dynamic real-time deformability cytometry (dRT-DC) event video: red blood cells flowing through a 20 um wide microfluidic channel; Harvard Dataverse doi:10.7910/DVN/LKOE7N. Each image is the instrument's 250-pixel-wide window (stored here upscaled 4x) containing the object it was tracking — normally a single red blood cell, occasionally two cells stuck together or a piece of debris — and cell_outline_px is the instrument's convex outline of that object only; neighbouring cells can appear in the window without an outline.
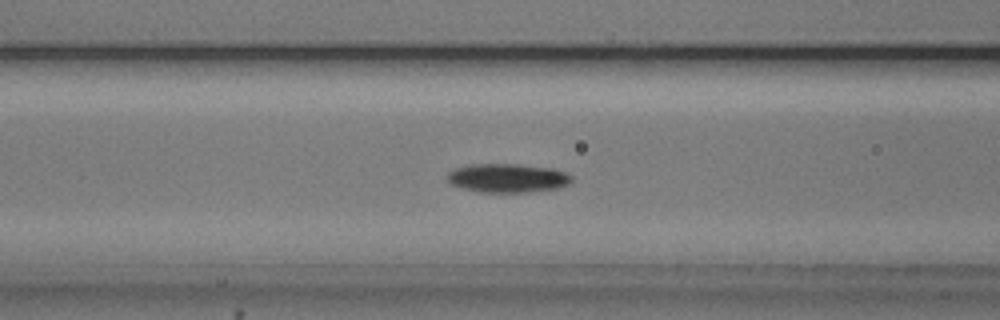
{"species": "common noctule bat (a hibernating species)", "species_latin": "Nyctalus noctula", "temperature_condition": "cold", "stored_images_in_passage": 54, "camera_frame_rate_fps": 3000, "um_per_image_px": 0.085, "animal": {"sex": "male", "body_mass_g": 20.5, "forearm_length_mm": 52.5}, "frame": {"image": 1, "passage_image": 21, "time_ms": 6.667, "image_size_px": [1000, 320], "cell_outline_px": [[572, 180], [568, 184], [560, 188], [528, 192], [480, 192], [460, 188], [452, 184], [448, 180], [448, 172], [456, 168], [468, 164], [520, 164], [552, 168], [564, 172], [572, 176]], "centroid_in_image_um": [43.15, 15.13], "position_along_channel_um": 123.5, "area_um2": 20.98}}
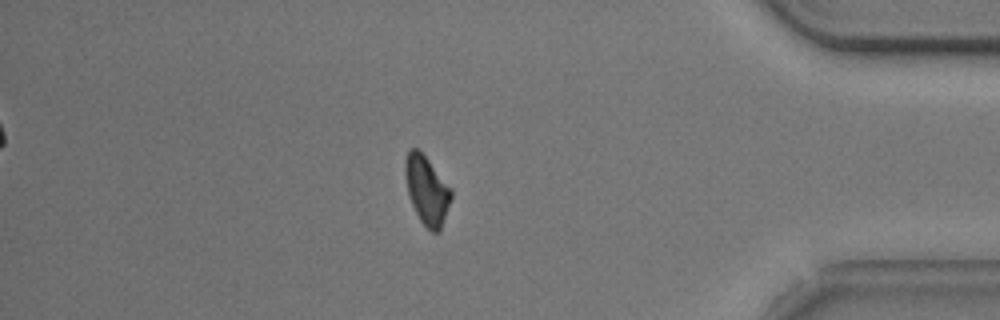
{"frame": {"image": 2, "passage_image": 46, "time_ms": 15.0, "image_size_px": [1000, 320], "cell_outline_px": [[452, 196], [440, 232], [432, 232], [420, 220], [412, 204], [408, 192], [404, 172], [404, 160], [408, 148], [416, 148], [428, 160], [452, 192]], "centroid_in_image_um": [36.25, 16.17], "position_along_channel_um": 399.0, "area_um2": 17.92}}
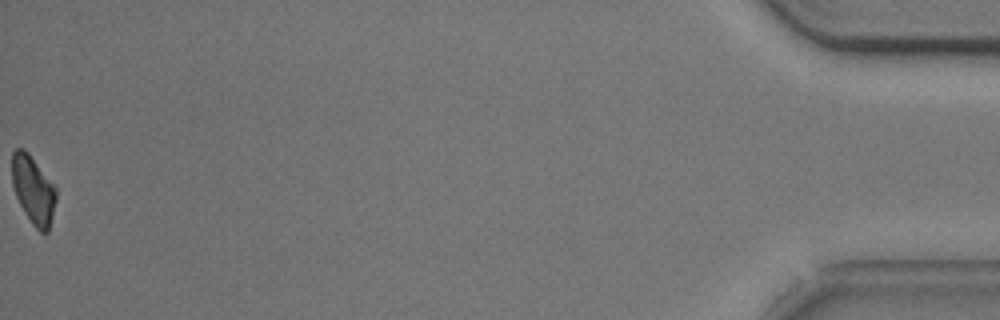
{"frame": {"image": 3, "passage_image": 54, "time_ms": 17.667, "image_size_px": [1000, 320], "cell_outline_px": [[56, 200], [48, 232], [40, 232], [32, 224], [24, 212], [16, 196], [12, 184], [12, 152], [16, 148], [24, 148], [28, 152], [56, 188]], "centroid_in_image_um": [2.81, 16.13], "position_along_channel_um": 432.4, "area_um2": 17.34}, "authors_computed_cell_mechanics": {"area_um2": 19.4497, "velocity_mm_per_s": 3.7236, "shape_relaxation_time_tau1_ms": 1.7631, "shape_relaxation_time_tau2_ms": null, "deformation_change_tau1": 0.104, "deformation_change_tau2": null}}